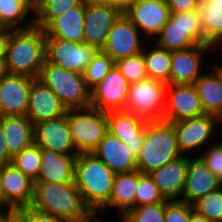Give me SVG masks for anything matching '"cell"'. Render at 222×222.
I'll list each match as a JSON object with an SVG mask.
<instances>
[{"label":"cell","instance_id":"6da1fadb","mask_svg":"<svg viewBox=\"0 0 222 222\" xmlns=\"http://www.w3.org/2000/svg\"><path fill=\"white\" fill-rule=\"evenodd\" d=\"M30 207L68 222H93L96 219L84 203L75 182H34Z\"/></svg>","mask_w":222,"mask_h":222},{"label":"cell","instance_id":"7a4b0ae2","mask_svg":"<svg viewBox=\"0 0 222 222\" xmlns=\"http://www.w3.org/2000/svg\"><path fill=\"white\" fill-rule=\"evenodd\" d=\"M115 173L93 153L78 154L74 182L90 211L96 215L109 201Z\"/></svg>","mask_w":222,"mask_h":222},{"label":"cell","instance_id":"3957f363","mask_svg":"<svg viewBox=\"0 0 222 222\" xmlns=\"http://www.w3.org/2000/svg\"><path fill=\"white\" fill-rule=\"evenodd\" d=\"M45 37L43 29L35 25L27 29H10L5 58L7 73L38 79L46 59Z\"/></svg>","mask_w":222,"mask_h":222},{"label":"cell","instance_id":"277c9868","mask_svg":"<svg viewBox=\"0 0 222 222\" xmlns=\"http://www.w3.org/2000/svg\"><path fill=\"white\" fill-rule=\"evenodd\" d=\"M180 156L174 122L148 121L144 143L137 155V170L149 174Z\"/></svg>","mask_w":222,"mask_h":222},{"label":"cell","instance_id":"5b68a950","mask_svg":"<svg viewBox=\"0 0 222 222\" xmlns=\"http://www.w3.org/2000/svg\"><path fill=\"white\" fill-rule=\"evenodd\" d=\"M38 80L59 97L61 104L67 110L90 107V89L83 74L66 70L45 59Z\"/></svg>","mask_w":222,"mask_h":222},{"label":"cell","instance_id":"8992f818","mask_svg":"<svg viewBox=\"0 0 222 222\" xmlns=\"http://www.w3.org/2000/svg\"><path fill=\"white\" fill-rule=\"evenodd\" d=\"M153 41L169 51L186 50L198 44L208 45L204 39L199 10L170 12L167 23Z\"/></svg>","mask_w":222,"mask_h":222},{"label":"cell","instance_id":"52a82bcc","mask_svg":"<svg viewBox=\"0 0 222 222\" xmlns=\"http://www.w3.org/2000/svg\"><path fill=\"white\" fill-rule=\"evenodd\" d=\"M72 141L81 153H92L108 132L107 112L88 107L67 110Z\"/></svg>","mask_w":222,"mask_h":222},{"label":"cell","instance_id":"ba28073f","mask_svg":"<svg viewBox=\"0 0 222 222\" xmlns=\"http://www.w3.org/2000/svg\"><path fill=\"white\" fill-rule=\"evenodd\" d=\"M222 121L213 115L204 114L199 117L174 122L177 144L182 155L194 157L208 145L216 141ZM213 139V140H212ZM195 154V155H194Z\"/></svg>","mask_w":222,"mask_h":222},{"label":"cell","instance_id":"9c48e42d","mask_svg":"<svg viewBox=\"0 0 222 222\" xmlns=\"http://www.w3.org/2000/svg\"><path fill=\"white\" fill-rule=\"evenodd\" d=\"M166 83L146 78L129 85L125 111L148 121L163 120Z\"/></svg>","mask_w":222,"mask_h":222},{"label":"cell","instance_id":"30bf717a","mask_svg":"<svg viewBox=\"0 0 222 222\" xmlns=\"http://www.w3.org/2000/svg\"><path fill=\"white\" fill-rule=\"evenodd\" d=\"M98 50L84 42L45 38V57L49 63L83 74Z\"/></svg>","mask_w":222,"mask_h":222},{"label":"cell","instance_id":"8fae6325","mask_svg":"<svg viewBox=\"0 0 222 222\" xmlns=\"http://www.w3.org/2000/svg\"><path fill=\"white\" fill-rule=\"evenodd\" d=\"M216 52L212 46L202 44L186 50L172 51L170 84H194L205 72V68L210 67V64L204 63L205 60L208 62L207 57L213 53L219 56Z\"/></svg>","mask_w":222,"mask_h":222},{"label":"cell","instance_id":"7c38bea8","mask_svg":"<svg viewBox=\"0 0 222 222\" xmlns=\"http://www.w3.org/2000/svg\"><path fill=\"white\" fill-rule=\"evenodd\" d=\"M145 38L131 20L122 13L113 24L102 52L110 56L114 62L136 55L143 51Z\"/></svg>","mask_w":222,"mask_h":222},{"label":"cell","instance_id":"4fadbf2b","mask_svg":"<svg viewBox=\"0 0 222 222\" xmlns=\"http://www.w3.org/2000/svg\"><path fill=\"white\" fill-rule=\"evenodd\" d=\"M194 84H167L163 120L173 123L204 115Z\"/></svg>","mask_w":222,"mask_h":222},{"label":"cell","instance_id":"5bb4252c","mask_svg":"<svg viewBox=\"0 0 222 222\" xmlns=\"http://www.w3.org/2000/svg\"><path fill=\"white\" fill-rule=\"evenodd\" d=\"M129 85L114 65L106 76L90 90V107L104 112L125 110Z\"/></svg>","mask_w":222,"mask_h":222},{"label":"cell","instance_id":"9a60e30c","mask_svg":"<svg viewBox=\"0 0 222 222\" xmlns=\"http://www.w3.org/2000/svg\"><path fill=\"white\" fill-rule=\"evenodd\" d=\"M124 13L139 29L141 35L147 39V42L155 40L170 17L167 3L147 0H137Z\"/></svg>","mask_w":222,"mask_h":222},{"label":"cell","instance_id":"2e32d148","mask_svg":"<svg viewBox=\"0 0 222 222\" xmlns=\"http://www.w3.org/2000/svg\"><path fill=\"white\" fill-rule=\"evenodd\" d=\"M122 12L111 5L85 4L84 43L102 50L108 34Z\"/></svg>","mask_w":222,"mask_h":222},{"label":"cell","instance_id":"e0dca14e","mask_svg":"<svg viewBox=\"0 0 222 222\" xmlns=\"http://www.w3.org/2000/svg\"><path fill=\"white\" fill-rule=\"evenodd\" d=\"M108 132L127 144L137 157L145 139L147 119L125 110L107 112Z\"/></svg>","mask_w":222,"mask_h":222},{"label":"cell","instance_id":"ac0fdd59","mask_svg":"<svg viewBox=\"0 0 222 222\" xmlns=\"http://www.w3.org/2000/svg\"><path fill=\"white\" fill-rule=\"evenodd\" d=\"M34 142L40 147L65 155H78L72 141L66 114L34 125Z\"/></svg>","mask_w":222,"mask_h":222},{"label":"cell","instance_id":"d6986e66","mask_svg":"<svg viewBox=\"0 0 222 222\" xmlns=\"http://www.w3.org/2000/svg\"><path fill=\"white\" fill-rule=\"evenodd\" d=\"M4 210H18L31 206L34 181L25 176L13 164L2 165Z\"/></svg>","mask_w":222,"mask_h":222},{"label":"cell","instance_id":"ffe728a7","mask_svg":"<svg viewBox=\"0 0 222 222\" xmlns=\"http://www.w3.org/2000/svg\"><path fill=\"white\" fill-rule=\"evenodd\" d=\"M34 78L7 73L0 79V104L4 116L26 115Z\"/></svg>","mask_w":222,"mask_h":222},{"label":"cell","instance_id":"44dd1931","mask_svg":"<svg viewBox=\"0 0 222 222\" xmlns=\"http://www.w3.org/2000/svg\"><path fill=\"white\" fill-rule=\"evenodd\" d=\"M66 111L59 97L48 86L38 79L32 81L26 116L33 125L59 118L65 115Z\"/></svg>","mask_w":222,"mask_h":222},{"label":"cell","instance_id":"7402d4cb","mask_svg":"<svg viewBox=\"0 0 222 222\" xmlns=\"http://www.w3.org/2000/svg\"><path fill=\"white\" fill-rule=\"evenodd\" d=\"M189 160V155H182L149 173L165 200H181Z\"/></svg>","mask_w":222,"mask_h":222},{"label":"cell","instance_id":"603a6c76","mask_svg":"<svg viewBox=\"0 0 222 222\" xmlns=\"http://www.w3.org/2000/svg\"><path fill=\"white\" fill-rule=\"evenodd\" d=\"M139 170L130 172L117 173L113 181L112 192L107 204L95 215L96 219H106V214L113 209L117 210L118 219L121 218L128 210L135 207V195L138 185ZM109 211V212H108ZM107 212V213H106ZM103 214V215H101ZM102 217H101V216Z\"/></svg>","mask_w":222,"mask_h":222},{"label":"cell","instance_id":"cb8c5ba5","mask_svg":"<svg viewBox=\"0 0 222 222\" xmlns=\"http://www.w3.org/2000/svg\"><path fill=\"white\" fill-rule=\"evenodd\" d=\"M220 186H222V181L207 168L198 156L190 157L181 201L193 205L201 197Z\"/></svg>","mask_w":222,"mask_h":222},{"label":"cell","instance_id":"d4e9b609","mask_svg":"<svg viewBox=\"0 0 222 222\" xmlns=\"http://www.w3.org/2000/svg\"><path fill=\"white\" fill-rule=\"evenodd\" d=\"M207 70L194 85L204 113L216 116L222 121V62L212 63Z\"/></svg>","mask_w":222,"mask_h":222},{"label":"cell","instance_id":"484cf974","mask_svg":"<svg viewBox=\"0 0 222 222\" xmlns=\"http://www.w3.org/2000/svg\"><path fill=\"white\" fill-rule=\"evenodd\" d=\"M115 174L137 170V157L127 144L107 132L97 148L92 152Z\"/></svg>","mask_w":222,"mask_h":222},{"label":"cell","instance_id":"4316f807","mask_svg":"<svg viewBox=\"0 0 222 222\" xmlns=\"http://www.w3.org/2000/svg\"><path fill=\"white\" fill-rule=\"evenodd\" d=\"M78 155H65L41 147L42 162L34 182H74L75 160Z\"/></svg>","mask_w":222,"mask_h":222},{"label":"cell","instance_id":"83f0119b","mask_svg":"<svg viewBox=\"0 0 222 222\" xmlns=\"http://www.w3.org/2000/svg\"><path fill=\"white\" fill-rule=\"evenodd\" d=\"M85 4L70 8L63 15L53 18L44 28L45 38H58L74 42L84 41Z\"/></svg>","mask_w":222,"mask_h":222},{"label":"cell","instance_id":"f1b7e54d","mask_svg":"<svg viewBox=\"0 0 222 222\" xmlns=\"http://www.w3.org/2000/svg\"><path fill=\"white\" fill-rule=\"evenodd\" d=\"M1 122L12 158L34 142V125L26 115L4 116Z\"/></svg>","mask_w":222,"mask_h":222},{"label":"cell","instance_id":"f546056e","mask_svg":"<svg viewBox=\"0 0 222 222\" xmlns=\"http://www.w3.org/2000/svg\"><path fill=\"white\" fill-rule=\"evenodd\" d=\"M34 25V0H0V27L16 30Z\"/></svg>","mask_w":222,"mask_h":222},{"label":"cell","instance_id":"4dcf8cb0","mask_svg":"<svg viewBox=\"0 0 222 222\" xmlns=\"http://www.w3.org/2000/svg\"><path fill=\"white\" fill-rule=\"evenodd\" d=\"M199 5L204 39L221 55L219 51L222 49V0H199Z\"/></svg>","mask_w":222,"mask_h":222},{"label":"cell","instance_id":"1f68e13d","mask_svg":"<svg viewBox=\"0 0 222 222\" xmlns=\"http://www.w3.org/2000/svg\"><path fill=\"white\" fill-rule=\"evenodd\" d=\"M143 57L148 78L170 84L172 51L153 44V41L147 42L143 48Z\"/></svg>","mask_w":222,"mask_h":222},{"label":"cell","instance_id":"d6a6232c","mask_svg":"<svg viewBox=\"0 0 222 222\" xmlns=\"http://www.w3.org/2000/svg\"><path fill=\"white\" fill-rule=\"evenodd\" d=\"M80 3L81 0H34L35 26L43 29L53 18L63 15Z\"/></svg>","mask_w":222,"mask_h":222},{"label":"cell","instance_id":"836d02e7","mask_svg":"<svg viewBox=\"0 0 222 222\" xmlns=\"http://www.w3.org/2000/svg\"><path fill=\"white\" fill-rule=\"evenodd\" d=\"M42 162L41 147L33 142L12 158L11 164L19 169L25 176L35 181Z\"/></svg>","mask_w":222,"mask_h":222},{"label":"cell","instance_id":"e575fe53","mask_svg":"<svg viewBox=\"0 0 222 222\" xmlns=\"http://www.w3.org/2000/svg\"><path fill=\"white\" fill-rule=\"evenodd\" d=\"M114 64L115 62L110 56L98 50L83 73L87 87L91 90L96 86L111 70Z\"/></svg>","mask_w":222,"mask_h":222},{"label":"cell","instance_id":"d590c367","mask_svg":"<svg viewBox=\"0 0 222 222\" xmlns=\"http://www.w3.org/2000/svg\"><path fill=\"white\" fill-rule=\"evenodd\" d=\"M194 210L211 222H222V186L193 204Z\"/></svg>","mask_w":222,"mask_h":222},{"label":"cell","instance_id":"8d00e7d4","mask_svg":"<svg viewBox=\"0 0 222 222\" xmlns=\"http://www.w3.org/2000/svg\"><path fill=\"white\" fill-rule=\"evenodd\" d=\"M165 201L128 210L119 222H164Z\"/></svg>","mask_w":222,"mask_h":222},{"label":"cell","instance_id":"74e56055","mask_svg":"<svg viewBox=\"0 0 222 222\" xmlns=\"http://www.w3.org/2000/svg\"><path fill=\"white\" fill-rule=\"evenodd\" d=\"M129 84L137 83L148 78L143 51L126 58L115 61L114 64Z\"/></svg>","mask_w":222,"mask_h":222},{"label":"cell","instance_id":"f35d334b","mask_svg":"<svg viewBox=\"0 0 222 222\" xmlns=\"http://www.w3.org/2000/svg\"><path fill=\"white\" fill-rule=\"evenodd\" d=\"M165 201L158 186L154 183L149 174H143L139 171L138 185L135 195V207L147 204L161 203Z\"/></svg>","mask_w":222,"mask_h":222},{"label":"cell","instance_id":"ab89813d","mask_svg":"<svg viewBox=\"0 0 222 222\" xmlns=\"http://www.w3.org/2000/svg\"><path fill=\"white\" fill-rule=\"evenodd\" d=\"M219 140V141H218ZM198 157L205 163L207 168L222 181V140L217 139L206 147Z\"/></svg>","mask_w":222,"mask_h":222},{"label":"cell","instance_id":"60d3db41","mask_svg":"<svg viewBox=\"0 0 222 222\" xmlns=\"http://www.w3.org/2000/svg\"><path fill=\"white\" fill-rule=\"evenodd\" d=\"M193 205L181 200H165L164 222H189Z\"/></svg>","mask_w":222,"mask_h":222},{"label":"cell","instance_id":"b9f144b4","mask_svg":"<svg viewBox=\"0 0 222 222\" xmlns=\"http://www.w3.org/2000/svg\"><path fill=\"white\" fill-rule=\"evenodd\" d=\"M14 214L17 222H68L54 215L36 210L30 206L15 210Z\"/></svg>","mask_w":222,"mask_h":222},{"label":"cell","instance_id":"7bdbcfd3","mask_svg":"<svg viewBox=\"0 0 222 222\" xmlns=\"http://www.w3.org/2000/svg\"><path fill=\"white\" fill-rule=\"evenodd\" d=\"M170 12L199 10V0H167Z\"/></svg>","mask_w":222,"mask_h":222},{"label":"cell","instance_id":"ee69618b","mask_svg":"<svg viewBox=\"0 0 222 222\" xmlns=\"http://www.w3.org/2000/svg\"><path fill=\"white\" fill-rule=\"evenodd\" d=\"M5 135L3 134L2 122L0 120V164H9L12 161V157L8 153V149L5 142Z\"/></svg>","mask_w":222,"mask_h":222},{"label":"cell","instance_id":"f6af8a7d","mask_svg":"<svg viewBox=\"0 0 222 222\" xmlns=\"http://www.w3.org/2000/svg\"><path fill=\"white\" fill-rule=\"evenodd\" d=\"M9 40L10 28L0 27V59L6 58Z\"/></svg>","mask_w":222,"mask_h":222},{"label":"cell","instance_id":"bcb514c9","mask_svg":"<svg viewBox=\"0 0 222 222\" xmlns=\"http://www.w3.org/2000/svg\"><path fill=\"white\" fill-rule=\"evenodd\" d=\"M137 0H110V5L117 7L122 13L127 11Z\"/></svg>","mask_w":222,"mask_h":222},{"label":"cell","instance_id":"7dc6e473","mask_svg":"<svg viewBox=\"0 0 222 222\" xmlns=\"http://www.w3.org/2000/svg\"><path fill=\"white\" fill-rule=\"evenodd\" d=\"M189 222H211L196 210H192L189 217Z\"/></svg>","mask_w":222,"mask_h":222},{"label":"cell","instance_id":"c3c4849f","mask_svg":"<svg viewBox=\"0 0 222 222\" xmlns=\"http://www.w3.org/2000/svg\"><path fill=\"white\" fill-rule=\"evenodd\" d=\"M13 210H0V222H12Z\"/></svg>","mask_w":222,"mask_h":222},{"label":"cell","instance_id":"681fc988","mask_svg":"<svg viewBox=\"0 0 222 222\" xmlns=\"http://www.w3.org/2000/svg\"><path fill=\"white\" fill-rule=\"evenodd\" d=\"M2 164H0V210H4V193L2 188Z\"/></svg>","mask_w":222,"mask_h":222},{"label":"cell","instance_id":"f907efd6","mask_svg":"<svg viewBox=\"0 0 222 222\" xmlns=\"http://www.w3.org/2000/svg\"><path fill=\"white\" fill-rule=\"evenodd\" d=\"M84 4L110 5V0H81Z\"/></svg>","mask_w":222,"mask_h":222},{"label":"cell","instance_id":"816d5d0a","mask_svg":"<svg viewBox=\"0 0 222 222\" xmlns=\"http://www.w3.org/2000/svg\"><path fill=\"white\" fill-rule=\"evenodd\" d=\"M7 74L5 59H0V79Z\"/></svg>","mask_w":222,"mask_h":222},{"label":"cell","instance_id":"f5cc1de1","mask_svg":"<svg viewBox=\"0 0 222 222\" xmlns=\"http://www.w3.org/2000/svg\"><path fill=\"white\" fill-rule=\"evenodd\" d=\"M147 1L160 2V3H167V0H147Z\"/></svg>","mask_w":222,"mask_h":222},{"label":"cell","instance_id":"db71d44e","mask_svg":"<svg viewBox=\"0 0 222 222\" xmlns=\"http://www.w3.org/2000/svg\"><path fill=\"white\" fill-rule=\"evenodd\" d=\"M4 117V114L2 112V107H1V104H0V120Z\"/></svg>","mask_w":222,"mask_h":222},{"label":"cell","instance_id":"11a10c76","mask_svg":"<svg viewBox=\"0 0 222 222\" xmlns=\"http://www.w3.org/2000/svg\"><path fill=\"white\" fill-rule=\"evenodd\" d=\"M12 222H17L15 214L12 215Z\"/></svg>","mask_w":222,"mask_h":222},{"label":"cell","instance_id":"9f6ffc18","mask_svg":"<svg viewBox=\"0 0 222 222\" xmlns=\"http://www.w3.org/2000/svg\"><path fill=\"white\" fill-rule=\"evenodd\" d=\"M93 222H104V220L95 219ZM109 222V221H108Z\"/></svg>","mask_w":222,"mask_h":222}]
</instances>
